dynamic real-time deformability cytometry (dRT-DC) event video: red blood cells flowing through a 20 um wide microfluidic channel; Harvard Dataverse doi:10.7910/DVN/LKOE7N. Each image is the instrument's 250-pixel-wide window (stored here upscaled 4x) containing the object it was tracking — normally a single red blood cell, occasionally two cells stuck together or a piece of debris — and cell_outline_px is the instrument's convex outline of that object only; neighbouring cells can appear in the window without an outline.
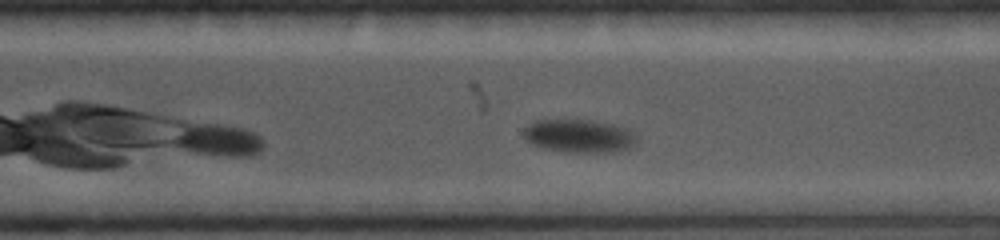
{"species": "common noctule bat (a hibernating species)", "species_latin": "Nyctalus noctula", "temperature_condition": "cold", "stored_images_in_passage": 23, "camera_frame_rate_fps": 5000, "um_per_image_px": 0.085, "animal": {"sex": "female", "body_mass_g": 19.0, "forearm_length_mm": 56.7}, "frame": {"image": 1, "passage_image": 17, "time_ms": 8.0, "image_size_px": [1000, 240], "cell_outline_px": [[636, 144], [628, 148], [616, 152], [568, 152], [544, 148], [532, 144], [524, 140], [524, 128], [536, 120], [588, 120], [612, 124], [628, 128], [636, 136]], "centroid_in_image_um": [49.23, 11.56], "position_along_channel_um": 321.4, "area_um2": 21.85}}
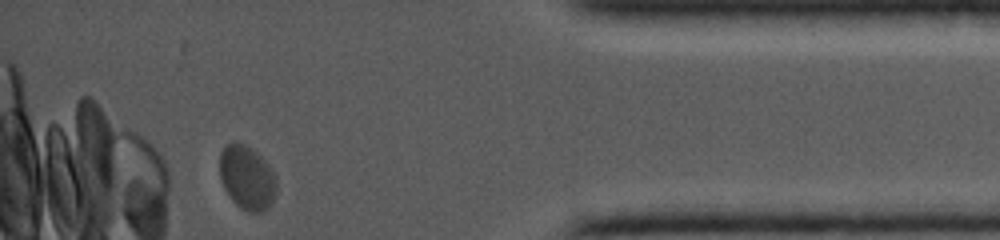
{"frame": {"image": 2, "passage_image": 23, "time_ms": 10.8, "image_size_px": [1000, 240], "cell_outline_px": [[276, 192], [268, 208], [264, 212], [248, 212], [240, 208], [228, 196], [220, 180], [220, 152], [232, 140], [244, 144], [256, 152], [272, 168], [276, 176]], "centroid_in_image_um": [20.99, 15.11], "position_along_channel_um": 414.2, "area_um2": 21.39}}